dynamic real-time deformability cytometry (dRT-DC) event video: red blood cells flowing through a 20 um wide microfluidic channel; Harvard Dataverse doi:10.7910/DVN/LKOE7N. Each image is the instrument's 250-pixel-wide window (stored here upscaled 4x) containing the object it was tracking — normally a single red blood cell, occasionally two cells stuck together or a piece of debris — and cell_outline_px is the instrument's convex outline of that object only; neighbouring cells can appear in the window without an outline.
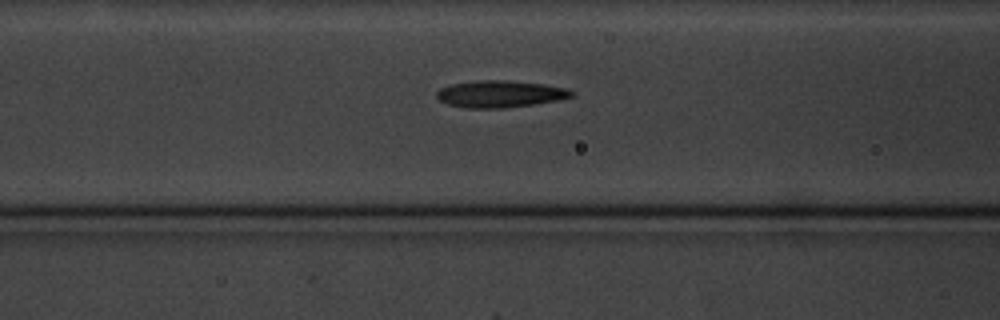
{"species": "common noctule bat (a hibernating species)", "species_latin": "Nyctalus noctula", "temperature_condition": "cold", "stored_images_in_passage": 4, "segment_of_instrument_passage": [1, 2], "camera_frame_rate_fps": 3000, "um_per_image_px": 0.085, "animal": {"sex": "male", "body_mass_g": 20.1, "forearm_length_mm": 53.5}, "frame": {"image": 1, "passage_image": 3, "time_ms": 3.0, "image_size_px": [1000, 320], "cell_outline_px": [[572, 96], [560, 100], [536, 104], [504, 108], [468, 108], [448, 104], [440, 100], [436, 96], [436, 92], [440, 88], [452, 84], [480, 80], [508, 80], [544, 84], [564, 88], [572, 92]], "centroid_in_image_um": [42.49, 7.99], "position_along_channel_um": 124.1, "area_um2": 21.04}}